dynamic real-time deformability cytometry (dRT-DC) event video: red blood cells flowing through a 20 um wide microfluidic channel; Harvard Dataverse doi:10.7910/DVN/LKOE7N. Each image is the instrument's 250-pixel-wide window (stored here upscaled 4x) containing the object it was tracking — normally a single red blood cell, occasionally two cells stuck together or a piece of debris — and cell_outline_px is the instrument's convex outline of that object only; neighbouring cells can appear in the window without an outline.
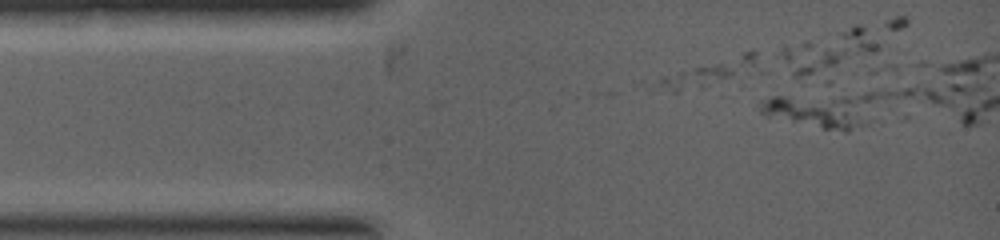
{"species": "common noctule bat (a hibernating species)", "species_latin": "Nyctalus noctula", "temperature_condition": "warm", "stored_images_in_passage": 2, "camera_frame_rate_fps": 5000, "um_per_image_px": 0.085, "animal": {"sex": "female", "body_mass_g": 19.0, "forearm_length_mm": 53.3}, "frame": {"image": 1, "passage_image": 2, "time_ms": 0.2, "image_size_px": [1000, 240], "cell_outline_px": [[872, 120], [868, 124], [848, 132], [844, 132], [764, 116], [760, 112], [760, 104], [764, 100], [772, 96], [848, 96]], "centroid_in_image_um": [69.44, 9.48], "position_along_channel_um": 15.6, "area_um2": 20.75}}